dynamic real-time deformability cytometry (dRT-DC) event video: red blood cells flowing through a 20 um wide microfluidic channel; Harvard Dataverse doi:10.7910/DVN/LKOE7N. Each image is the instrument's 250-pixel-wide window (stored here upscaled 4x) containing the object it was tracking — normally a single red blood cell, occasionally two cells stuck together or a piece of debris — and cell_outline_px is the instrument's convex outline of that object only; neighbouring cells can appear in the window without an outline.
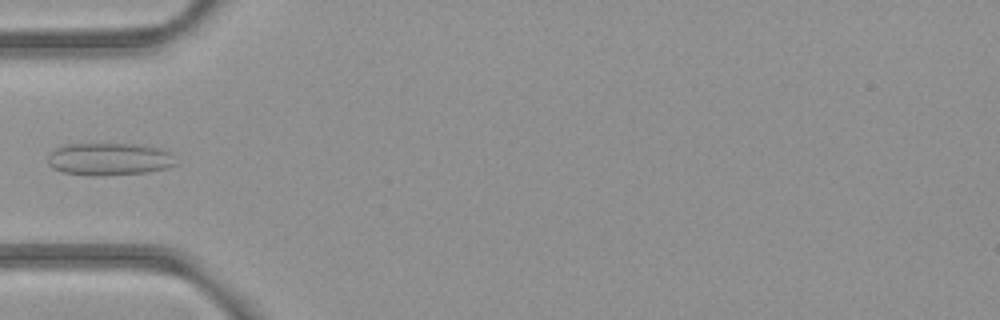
{"species": "common noctule bat (a hibernating species)", "species_latin": "Nyctalus noctula", "temperature_condition": "room temperature", "stored_images_in_passage": 5, "camera_frame_rate_fps": 3000, "um_per_image_px": 0.085, "animal": {"sex": "female", "body_mass_g": 21.9}, "frame": {"image": 1, "passage_image": 4, "time_ms": 3.667, "image_size_px": [1000, 320], "cell_outline_px": [[180, 164], [168, 168], [144, 172], [96, 176], [88, 176], [64, 172], [52, 168], [48, 164], [48, 156], [56, 148], [68, 144], [140, 144], [160, 148], [168, 152]], "centroid_in_image_um": [9.31, 13.53], "position_along_channel_um": 75.7, "area_um2": 24.28}}